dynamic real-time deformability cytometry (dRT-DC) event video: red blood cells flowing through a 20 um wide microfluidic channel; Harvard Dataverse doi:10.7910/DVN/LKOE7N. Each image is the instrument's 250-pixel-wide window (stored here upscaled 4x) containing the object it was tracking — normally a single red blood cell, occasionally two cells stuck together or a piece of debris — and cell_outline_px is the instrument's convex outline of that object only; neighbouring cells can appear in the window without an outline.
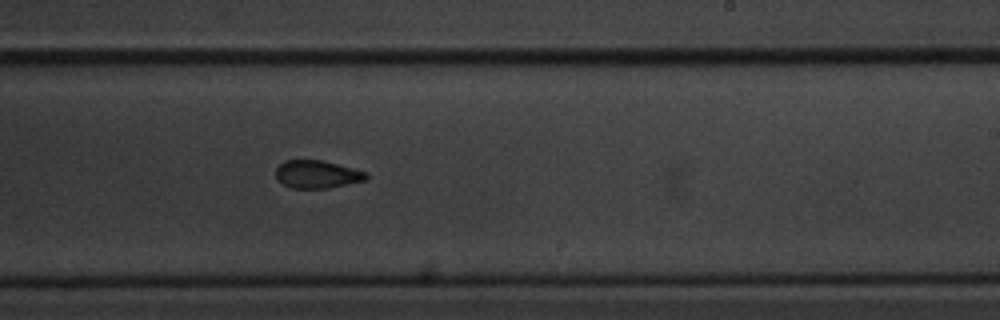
{"species": "common noctule bat (a hibernating species)", "species_latin": "Nyctalus noctula", "temperature_condition": "cold", "stored_images_in_passage": 9, "camera_frame_rate_fps": 3000, "um_per_image_px": 0.085, "animal": {"sex": "male", "body_mass_g": 20.1, "forearm_length_mm": 53.5}, "frame": {"image": 1, "passage_image": 9, "time_ms": 2.667, "image_size_px": [1000, 320], "cell_outline_px": [[368, 180], [328, 188], [292, 188], [284, 184], [276, 176], [276, 168], [284, 160], [320, 160], [368, 172]], "centroid_in_image_um": [26.98, 14.82], "position_along_channel_um": 262.0, "area_um2": 14.57}}